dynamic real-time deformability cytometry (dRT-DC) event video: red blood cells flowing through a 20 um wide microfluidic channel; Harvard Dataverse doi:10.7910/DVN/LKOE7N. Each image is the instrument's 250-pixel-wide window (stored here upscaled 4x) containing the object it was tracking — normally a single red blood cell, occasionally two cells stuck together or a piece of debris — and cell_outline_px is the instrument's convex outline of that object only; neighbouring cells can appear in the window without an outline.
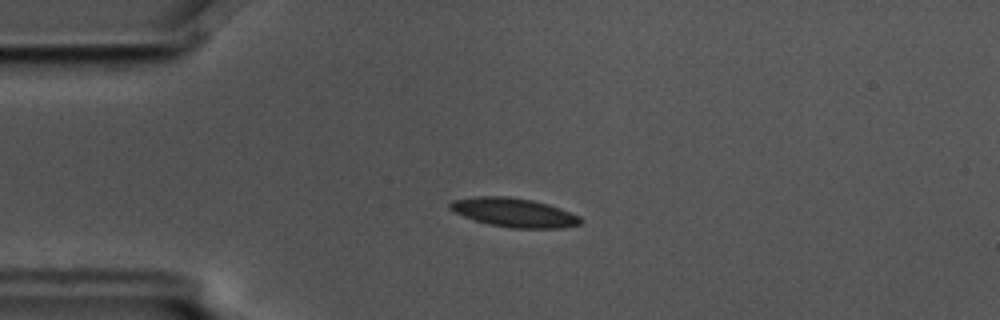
{"species": "common noctule bat (a hibernating species)", "species_latin": "Nyctalus noctula", "temperature_condition": "cold", "stored_images_in_passage": 5, "camera_frame_rate_fps": 3000, "um_per_image_px": 0.085, "animal": {"sex": "male", "body_mass_g": 17.5, "forearm_length_mm": 52.3}, "frame": {"image": 1, "passage_image": 4, "time_ms": 1.0, "image_size_px": [1000, 320], "cell_outline_px": [[584, 220], [580, 224], [564, 228], [512, 228], [492, 224], [476, 220], [464, 216], [448, 208], [448, 204], [452, 200], [476, 196], [508, 196], [532, 200], [548, 204], [560, 208], [580, 216]], "centroid_in_image_um": [43.72, 18.06], "position_along_channel_um": 41.3, "area_um2": 21.96}}